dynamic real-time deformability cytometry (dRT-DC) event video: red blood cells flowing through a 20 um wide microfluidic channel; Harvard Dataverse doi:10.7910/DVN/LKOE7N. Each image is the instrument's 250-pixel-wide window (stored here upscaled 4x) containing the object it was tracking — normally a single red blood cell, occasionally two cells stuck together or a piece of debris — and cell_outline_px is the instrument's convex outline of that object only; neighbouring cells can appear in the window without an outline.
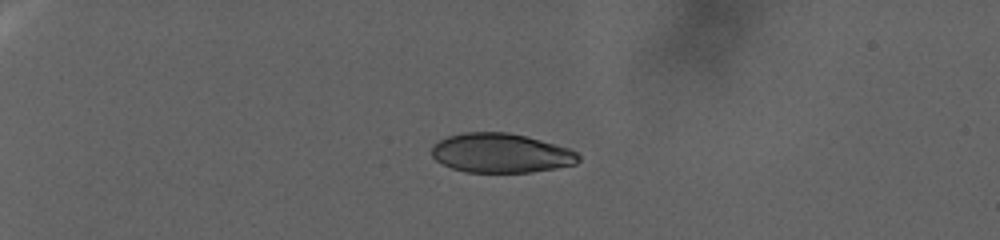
{"species": "human", "species_latin": "Homo sapiens", "temperature_condition": "warm", "stored_images_in_passage": 96, "camera_frame_rate_fps": 3000, "um_per_image_px": 0.085, "donor": {"sex": "female"}, "frame": {"image": 1, "passage_image": 1, "time_ms": 0.0, "image_size_px": [1000, 240], "cell_outline_px": [[580, 160], [576, 164], [556, 168], [532, 172], [464, 172], [452, 168], [436, 160], [432, 156], [432, 148], [440, 140], [448, 136], [464, 132], [508, 132], [540, 140], [568, 148], [576, 152], [580, 156]], "centroid_in_image_um": [42.59, 13.02], "position_along_channel_um": 42.4, "area_um2": 33.47}}
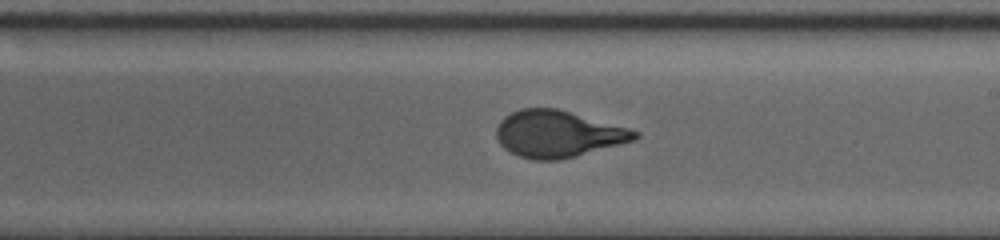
{"frame": {"image": 2, "passage_image": 51, "time_ms": 16.667, "image_size_px": [1000, 240], "cell_outline_px": [[640, 136], [636, 140], [560, 160], [532, 160], [520, 156], [504, 148], [500, 144], [496, 136], [496, 128], [500, 120], [504, 116], [520, 108], [556, 108], [628, 128], [640, 132]], "centroid_in_image_um": [47.41, 11.38], "position_along_channel_um": 241.6, "area_um2": 37.57}}
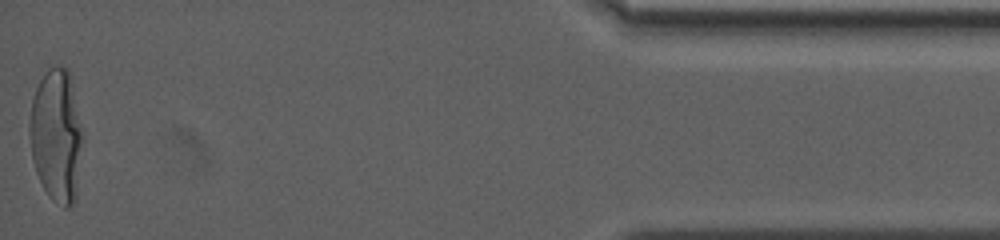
{"frame": {"image": 3, "passage_image": 96, "time_ms": 31.667, "image_size_px": [1000, 240], "cell_outline_px": [[84, 136], [76, 200], [68, 208], [64, 208], [52, 200], [48, 196], [36, 172], [32, 160], [28, 128], [28, 124], [32, 100], [36, 88], [40, 80], [48, 68], [56, 64], [60, 64], [68, 68], [84, 132]], "centroid_in_image_um": [4.81, 11.53], "position_along_channel_um": 430.4, "area_um2": 42.14}}